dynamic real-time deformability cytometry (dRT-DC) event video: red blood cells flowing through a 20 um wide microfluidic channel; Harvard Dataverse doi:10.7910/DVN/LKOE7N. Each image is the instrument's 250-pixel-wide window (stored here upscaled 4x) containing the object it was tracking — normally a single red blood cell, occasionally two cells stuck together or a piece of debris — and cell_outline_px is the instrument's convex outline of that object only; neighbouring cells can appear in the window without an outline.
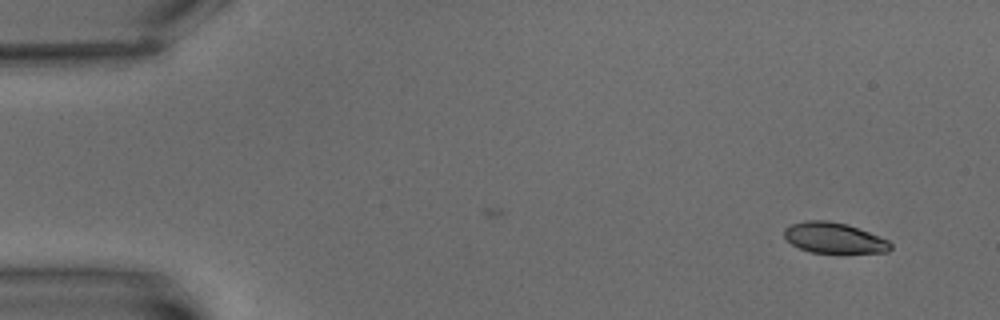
{"species": "common noctule bat (a hibernating species)", "species_latin": "Nyctalus noctula", "temperature_condition": "warm", "stored_images_in_passage": 7, "camera_frame_rate_fps": 3000, "um_per_image_px": 0.085, "animal": {"sex": "male", "body_mass_g": 15.6}, "frame": {"image": 1, "passage_image": 1, "time_ms": 0.0, "image_size_px": [1000, 320], "cell_outline_px": [[892, 248], [888, 252], [812, 252], [800, 248], [792, 244], [784, 236], [784, 228], [792, 224], [804, 220], [828, 220], [848, 224], [880, 236], [888, 240], [892, 244]], "centroid_in_image_um": [70.91, 20.2], "position_along_channel_um": 14.1, "area_um2": 18.9}}
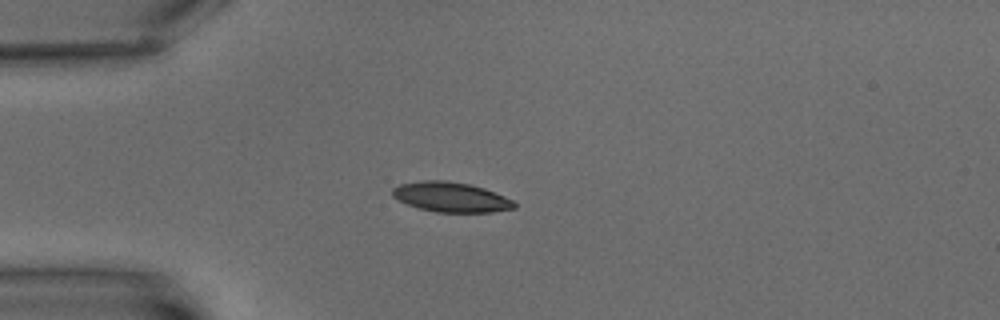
{"frame": {"image": 2, "passage_image": 4, "time_ms": 4.333, "image_size_px": [1000, 320], "cell_outline_px": [[516, 208], [492, 212], [436, 212], [420, 208], [408, 204], [392, 196], [392, 188], [400, 184], [424, 180], [444, 180], [468, 184], [484, 188], [504, 196], [512, 200], [516, 204]], "centroid_in_image_um": [38.34, 16.75], "position_along_channel_um": 46.7, "area_um2": 21.04}}
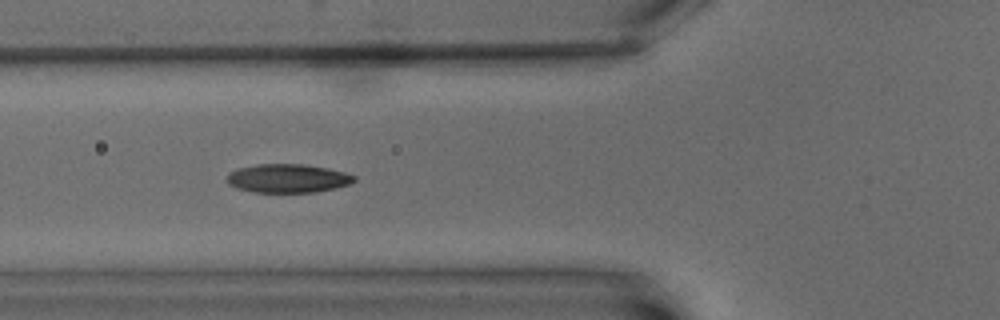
{"frame": {"image": 3, "passage_image": 6, "time_ms": 6.667, "image_size_px": [1000, 320], "cell_outline_px": [[356, 180], [348, 184], [316, 192], [252, 192], [236, 188], [228, 184], [228, 172], [240, 168], [256, 164], [304, 164], [328, 168], [344, 172], [356, 176]], "centroid_in_image_um": [24.44, 15.15], "position_along_channel_um": 101.4, "area_um2": 21.15}}